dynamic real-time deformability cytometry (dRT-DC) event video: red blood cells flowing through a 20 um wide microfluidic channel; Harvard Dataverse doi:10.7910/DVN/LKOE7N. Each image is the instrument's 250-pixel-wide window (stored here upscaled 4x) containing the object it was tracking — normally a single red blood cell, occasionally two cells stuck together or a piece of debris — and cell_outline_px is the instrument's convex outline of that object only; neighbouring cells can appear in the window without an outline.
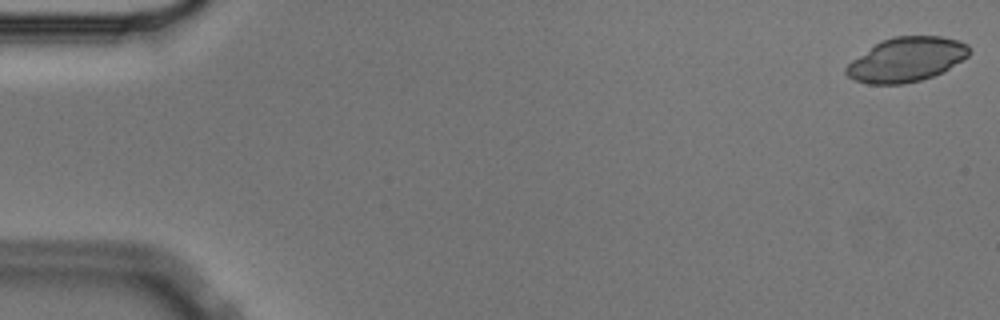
{"species": "Egyptian fruit bat (a non-hibernating species)", "species_latin": "Rousettus aegyptiacus", "temperature_condition": "cold", "stored_images_in_passage": 56, "camera_frame_rate_fps": 3000, "um_per_image_px": 0.085, "animal": {"sex": "male"}, "frame": {"image": 1, "passage_image": 1, "time_ms": 0.0, "image_size_px": [1000, 320], "cell_outline_px": [[968, 56], [948, 68], [932, 76], [920, 80], [904, 84], [868, 84], [856, 80], [848, 76], [844, 72], [844, 68], [852, 60], [880, 40], [896, 36], [940, 36], [956, 40], [968, 44]], "centroid_in_image_um": [77.0, 5.06], "position_along_channel_um": 8.0, "area_um2": 31.44}}